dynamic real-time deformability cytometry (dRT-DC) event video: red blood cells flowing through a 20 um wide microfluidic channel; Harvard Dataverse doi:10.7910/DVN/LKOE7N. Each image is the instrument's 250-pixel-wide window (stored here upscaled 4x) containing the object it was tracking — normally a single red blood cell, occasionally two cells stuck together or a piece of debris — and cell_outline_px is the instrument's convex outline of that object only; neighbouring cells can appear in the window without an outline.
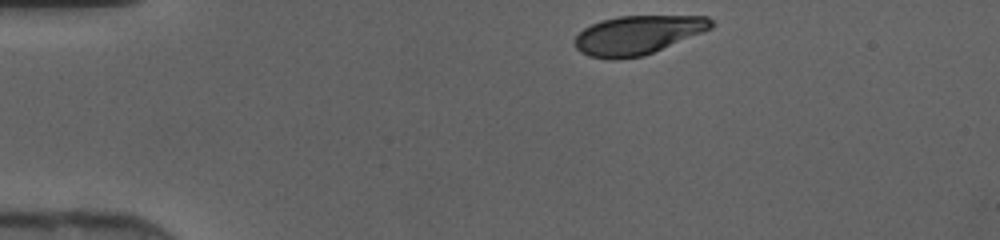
{"species": "human", "species_latin": "Homo sapiens", "temperature_condition": "cold", "stored_images_in_passage": 31, "camera_frame_rate_fps": 3000, "um_per_image_px": 0.085, "donor": {"sex": "female"}, "frame": {"image": 1, "passage_image": 1, "time_ms": 0.0, "image_size_px": [1000, 240], "cell_outline_px": [[716, 24], [712, 28], [704, 32], [644, 56], [616, 60], [608, 60], [588, 56], [580, 52], [576, 48], [572, 40], [584, 28], [600, 20], [620, 16], [708, 16]], "centroid_in_image_um": [54.19, 2.99], "position_along_channel_um": 30.8, "area_um2": 31.33}}
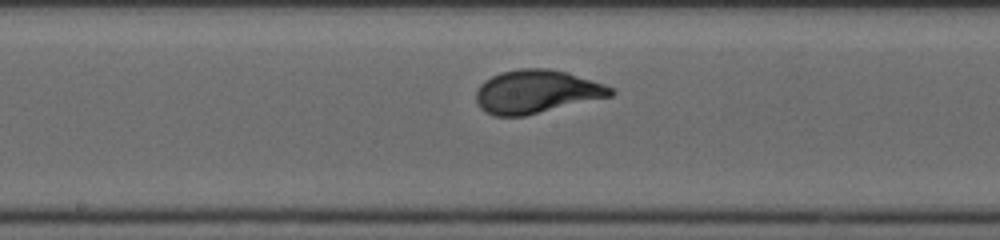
{"frame": {"image": 2, "passage_image": 17, "time_ms": 5.333, "image_size_px": [1000, 240], "cell_outline_px": [[616, 92], [612, 96], [524, 116], [496, 116], [484, 112], [476, 104], [476, 92], [480, 84], [484, 80], [500, 72], [520, 68], [548, 68], [568, 72], [604, 84], [612, 88]], "centroid_in_image_um": [45.58, 7.79], "position_along_channel_um": 202.6, "area_um2": 34.16}}
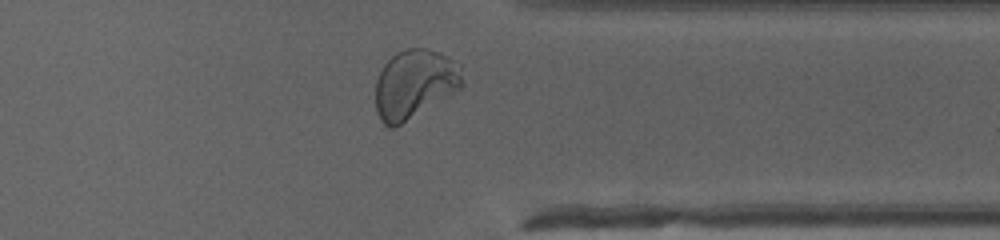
{"frame": {"image": 3, "passage_image": 29, "time_ms": 9.333, "image_size_px": [1000, 240], "cell_outline_px": [[464, 84], [460, 88], [400, 124], [392, 128], [388, 128], [380, 120], [376, 112], [376, 80], [384, 64], [396, 52], [408, 48], [428, 48], [440, 52], [464, 64]], "centroid_in_image_um": [35.28, 7.09], "position_along_channel_um": 376.1, "area_um2": 35.08}}